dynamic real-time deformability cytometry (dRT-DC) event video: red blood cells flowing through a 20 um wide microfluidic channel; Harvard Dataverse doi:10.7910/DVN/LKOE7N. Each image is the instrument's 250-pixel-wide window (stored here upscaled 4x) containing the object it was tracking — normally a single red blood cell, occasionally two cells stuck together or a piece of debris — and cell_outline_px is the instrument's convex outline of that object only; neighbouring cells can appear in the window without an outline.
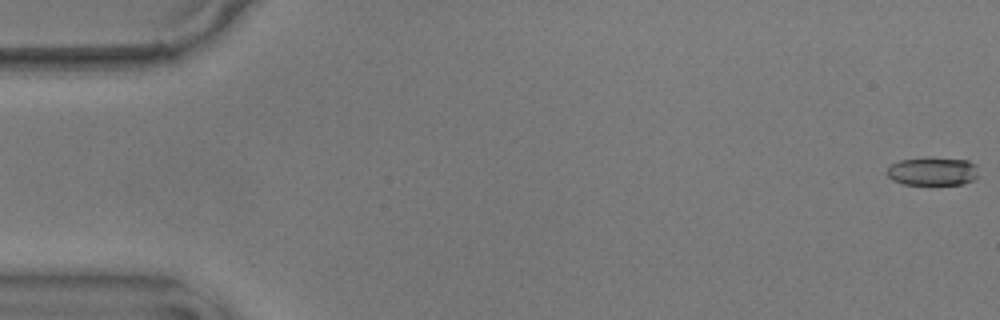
{"species": "common noctule bat (a hibernating species)", "species_latin": "Nyctalus noctula", "temperature_condition": "warm", "stored_images_in_passage": 56, "camera_frame_rate_fps": 3000, "um_per_image_px": 0.085, "animal": {"sex": "male", "body_mass_g": 17.9}, "frame": {"image": 1, "passage_image": 1, "time_ms": 0.0, "image_size_px": [1000, 320], "cell_outline_px": [[980, 176], [964, 184], [904, 184], [892, 180], [888, 176], [888, 168], [892, 164], [900, 160], [932, 156], [968, 160], [976, 164]], "centroid_in_image_um": [79.33, 14.54], "position_along_channel_um": 5.7, "area_um2": 15.43}}
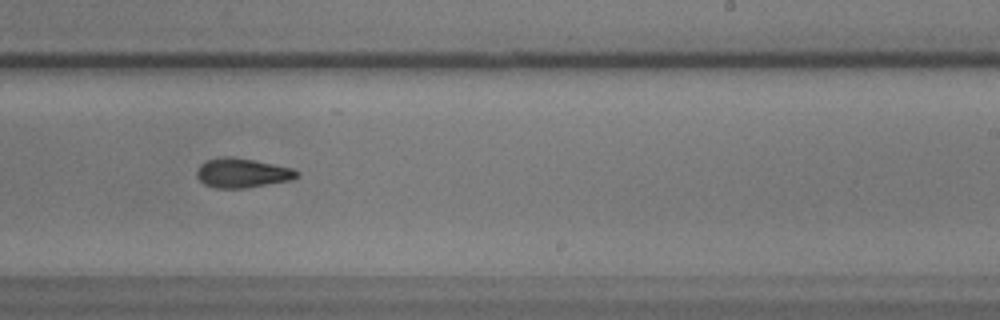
{"frame": {"image": 2, "passage_image": 35, "time_ms": 11.333, "image_size_px": [1000, 320], "cell_outline_px": [[300, 172], [292, 180], [248, 188], [216, 188], [204, 184], [196, 176], [196, 172], [200, 164], [204, 160], [224, 156], [232, 156], [292, 168]], "centroid_in_image_um": [20.55, 14.7], "position_along_channel_um": 268.4, "area_um2": 17.22}}
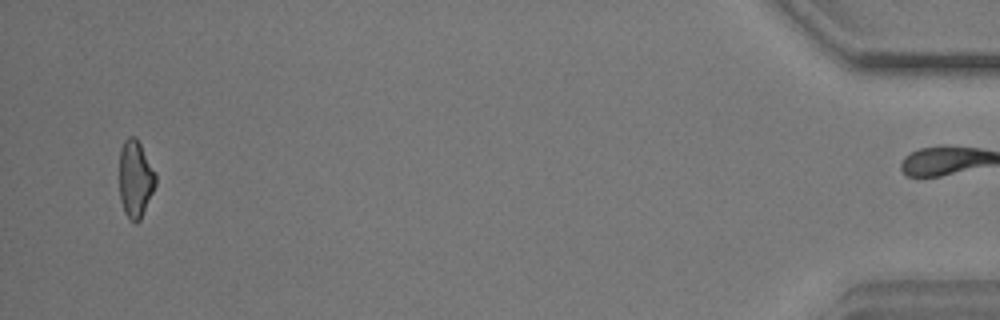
{"frame": {"image": 3, "passage_image": 55, "time_ms": 18.0, "image_size_px": [1000, 320], "cell_outline_px": [[156, 184], [140, 220], [136, 224], [128, 220], [124, 212], [120, 200], [120, 148], [124, 140], [128, 136], [136, 136], [156, 176]], "centroid_in_image_um": [11.48, 15.24], "position_along_channel_um": 423.7, "area_um2": 16.24}, "authors_computed_cell_mechanics": {"area_um2": 17.1666, "velocity_mm_per_s": 3.602, "shape_relaxation_time_tau1_ms": 4.3226, "shape_relaxation_time_tau2_ms": 5.7582, "deformation_change_tau1": 0.142, "deformation_change_tau2": 0.1224}}